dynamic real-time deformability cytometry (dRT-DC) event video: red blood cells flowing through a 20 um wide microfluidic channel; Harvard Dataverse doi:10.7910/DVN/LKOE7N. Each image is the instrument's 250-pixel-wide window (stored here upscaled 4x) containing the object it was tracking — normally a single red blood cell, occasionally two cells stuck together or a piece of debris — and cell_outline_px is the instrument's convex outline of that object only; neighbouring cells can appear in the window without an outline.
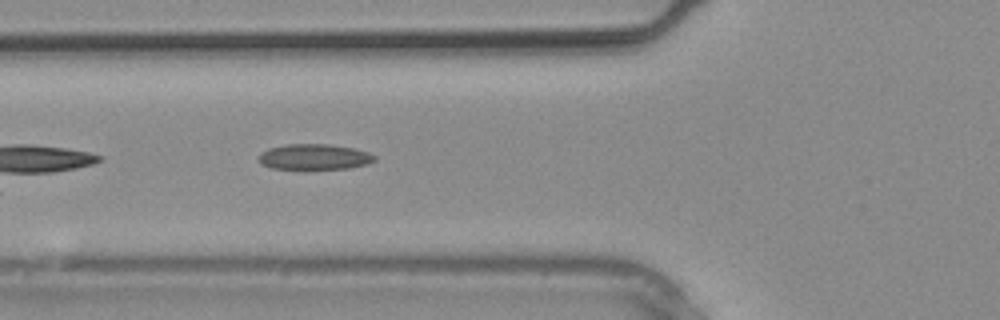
{"species": "common noctule bat (a hibernating species)", "species_latin": "Nyctalus noctula", "temperature_condition": "warm", "stored_images_in_passage": 6, "camera_frame_rate_fps": 3000, "um_per_image_px": 0.085, "animal": {"sex": "male", "body_mass_g": 20.4}, "frame": {"image": 1, "passage_image": 5, "time_ms": 1.333, "image_size_px": [1000, 320], "cell_outline_px": [[376, 160], [368, 164], [348, 168], [272, 168], [260, 164], [260, 152], [268, 148], [284, 144], [328, 144], [356, 148], [368, 152], [376, 156]], "centroid_in_image_um": [26.74, 13.31], "position_along_channel_um": 99.1, "area_um2": 17.22}}